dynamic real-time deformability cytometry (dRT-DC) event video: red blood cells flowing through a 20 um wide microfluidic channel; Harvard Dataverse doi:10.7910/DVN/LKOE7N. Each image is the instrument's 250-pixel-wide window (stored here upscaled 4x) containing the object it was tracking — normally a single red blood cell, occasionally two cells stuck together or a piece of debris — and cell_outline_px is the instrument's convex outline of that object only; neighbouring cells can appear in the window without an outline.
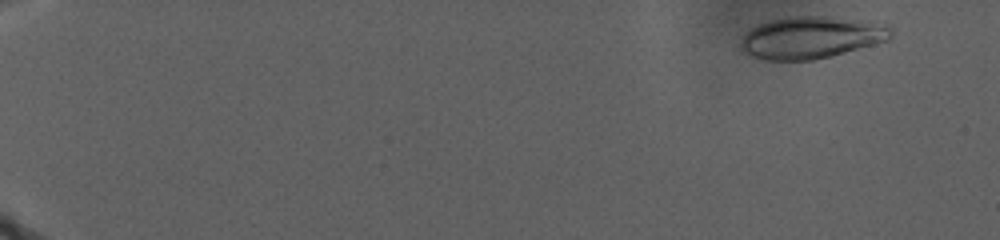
{"species": "human", "species_latin": "Homo sapiens", "temperature_condition": "warm", "stored_images_in_passage": 19, "camera_frame_rate_fps": 3000, "um_per_image_px": 0.085, "donor": {"sex": "male"}, "frame": {"image": 1, "passage_image": 2, "time_ms": 1.333, "image_size_px": [1000, 240], "cell_outline_px": [[892, 36], [888, 40], [828, 56], [812, 60], [768, 60], [752, 56], [740, 48], [740, 44], [744, 36], [752, 28], [760, 24], [772, 20], [788, 16], [824, 16], [872, 20], [892, 24]], "centroid_in_image_um": [69.04, 3.15], "position_along_channel_um": 16.0, "area_um2": 36.82}}
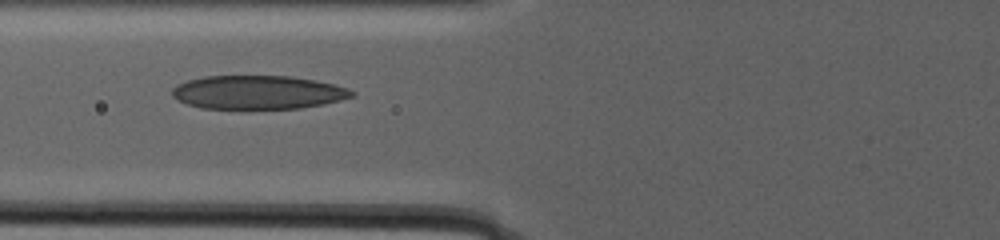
{"frame": {"image": 2, "passage_image": 16, "time_ms": 14.0, "image_size_px": [1000, 240], "cell_outline_px": [[356, 92], [352, 96], [340, 100], [324, 104], [300, 108], [200, 108], [188, 104], [172, 96], [172, 88], [176, 84], [188, 80], [208, 76], [288, 76], [312, 80], [332, 84], [348, 88]], "centroid_in_image_um": [21.91, 7.84], "position_along_channel_um": 103.9, "area_um2": 34.85}}
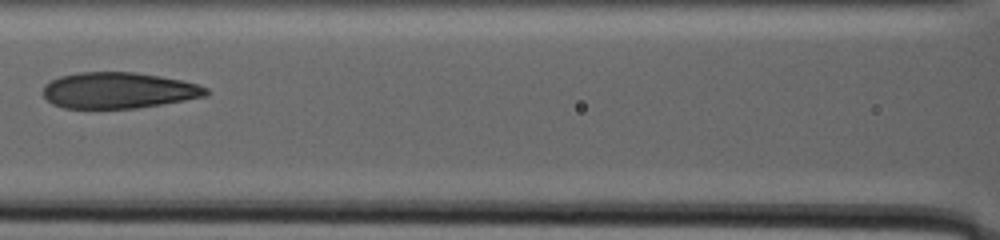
{"frame": {"image": 3, "passage_image": 18, "time_ms": 16.333, "image_size_px": [1000, 240], "cell_outline_px": [[208, 92], [204, 96], [184, 100], [136, 108], [64, 108], [52, 104], [40, 92], [44, 84], [60, 76], [80, 72], [136, 72], [184, 80], [208, 88]], "centroid_in_image_um": [10.03, 7.67], "position_along_channel_um": 156.6, "area_um2": 34.28}}